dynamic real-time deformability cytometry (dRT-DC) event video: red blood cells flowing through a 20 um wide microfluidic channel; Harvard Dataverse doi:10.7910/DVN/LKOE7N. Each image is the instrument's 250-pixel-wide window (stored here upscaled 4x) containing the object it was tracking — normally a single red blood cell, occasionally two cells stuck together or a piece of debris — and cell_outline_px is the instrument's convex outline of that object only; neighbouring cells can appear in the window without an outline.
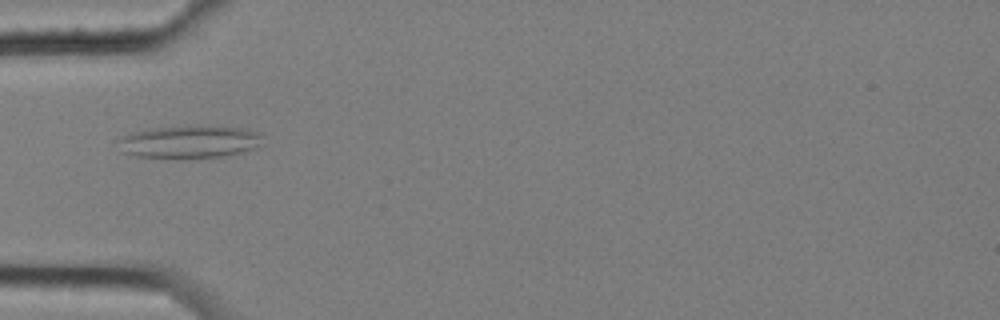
{"species": "common noctule bat (a hibernating species)", "species_latin": "Nyctalus noctula", "temperature_condition": "cold", "stored_images_in_passage": 13, "camera_frame_rate_fps": 3000, "um_per_image_px": 0.085, "animal": {"sex": "female", "body_mass_g": 25.1}, "frame": {"image": 1, "passage_image": 3, "time_ms": 0.667, "image_size_px": [1000, 320], "cell_outline_px": [[264, 136], [260, 144], [256, 148], [244, 152], [220, 156], [176, 160], [136, 156], [120, 152], [112, 140], [120, 136], [132, 132], [148, 128], [248, 128], [260, 132]], "centroid_in_image_um": [15.98, 12.11], "position_along_channel_um": 69.0, "area_um2": 27.86}}
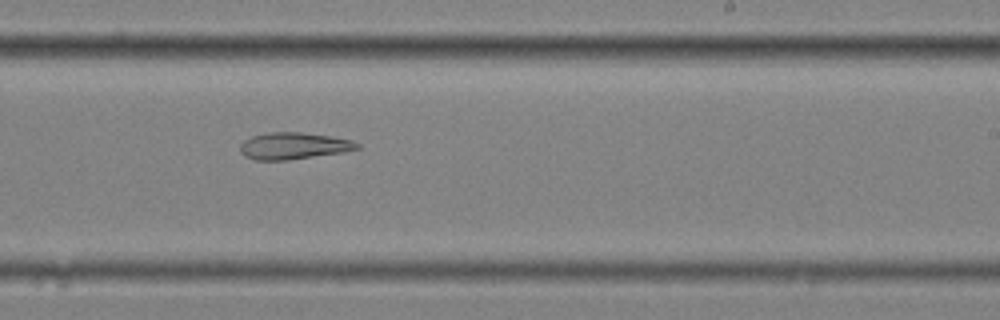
{"frame": {"image": 2, "passage_image": 8, "time_ms": 2.333, "image_size_px": [1000, 320], "cell_outline_px": [[360, 148], [344, 152], [288, 160], [256, 160], [244, 156], [240, 152], [240, 144], [244, 140], [252, 136], [268, 132], [300, 132], [332, 136], [352, 140], [360, 144]], "centroid_in_image_um": [24.96, 12.4], "position_along_channel_um": 264.0, "area_um2": 18.38}}
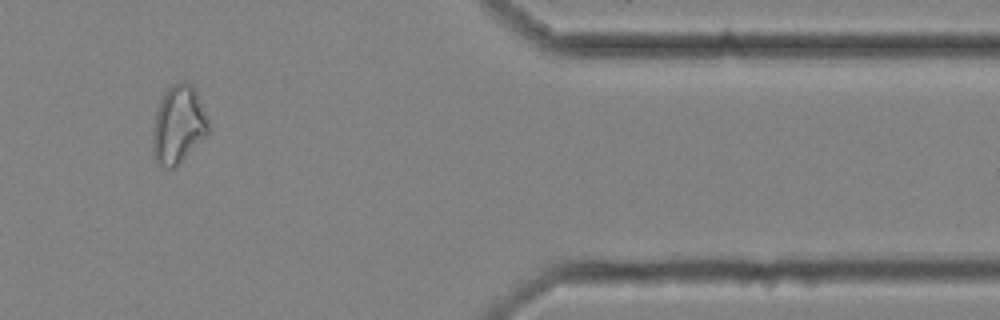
{"frame": {"image": 3, "passage_image": 11, "time_ms": 3.333, "image_size_px": [1000, 320], "cell_outline_px": [[208, 136], [172, 168], [164, 168], [156, 160], [152, 152], [152, 136], [156, 112], [160, 100], [168, 88], [172, 84], [180, 80], [188, 80], [192, 84], [208, 116]], "centroid_in_image_um": [15.17, 10.56], "position_along_channel_um": 396.2, "area_um2": 25.37}}